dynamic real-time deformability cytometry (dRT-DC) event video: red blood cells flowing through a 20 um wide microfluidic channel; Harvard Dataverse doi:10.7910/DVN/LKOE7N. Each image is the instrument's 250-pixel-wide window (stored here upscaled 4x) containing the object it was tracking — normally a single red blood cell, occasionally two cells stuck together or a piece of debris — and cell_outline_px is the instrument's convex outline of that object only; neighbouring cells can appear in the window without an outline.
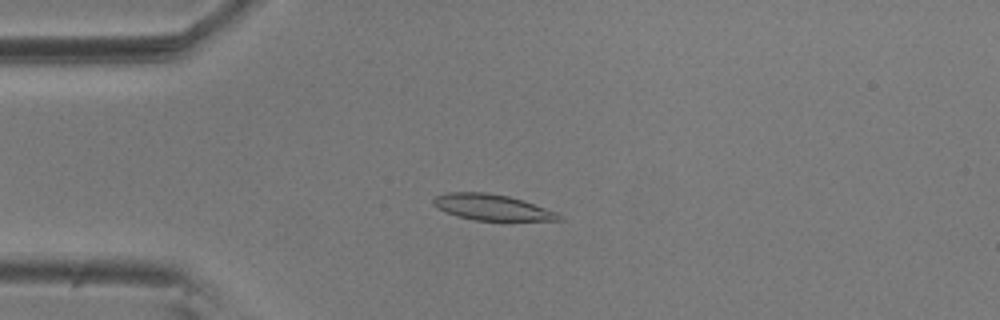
{"species": "common noctule bat (a hibernating species)", "species_latin": "Nyctalus noctula", "temperature_condition": "room temperature", "stored_images_in_passage": 56, "camera_frame_rate_fps": 3000, "um_per_image_px": 0.085, "animal": {"sex": "male", "body_mass_g": 20.5, "forearm_length_mm": 52.5}, "frame": {"image": 1, "passage_image": 14, "time_ms": 4.333, "image_size_px": [1000, 320], "cell_outline_px": [[564, 220], [472, 220], [456, 216], [436, 208], [432, 204], [432, 200], [436, 196], [448, 192], [484, 192], [508, 196], [524, 200], [556, 212], [564, 216]], "centroid_in_image_um": [41.8, 17.62], "position_along_channel_um": 43.2, "area_um2": 19.02}}
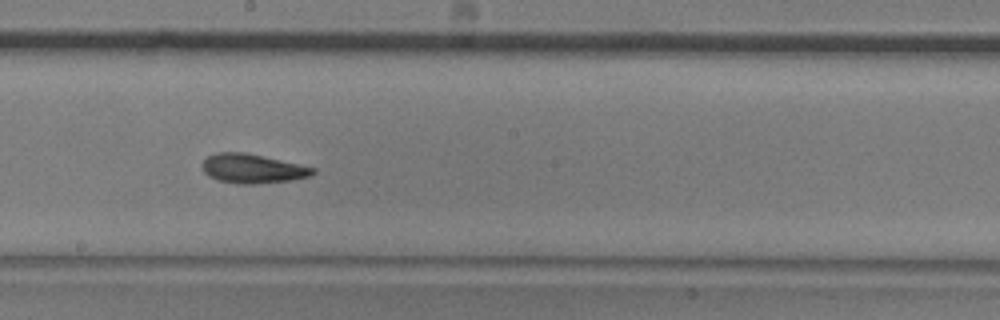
{"frame": {"image": 2, "passage_image": 31, "time_ms": 10.0, "image_size_px": [1000, 320], "cell_outline_px": [[316, 172], [312, 176], [292, 180], [256, 184], [236, 184], [216, 180], [208, 176], [204, 172], [200, 164], [208, 156], [216, 152], [244, 152], [316, 168]], "centroid_in_image_um": [21.44, 14.34], "position_along_channel_um": 226.8, "area_um2": 19.02}}
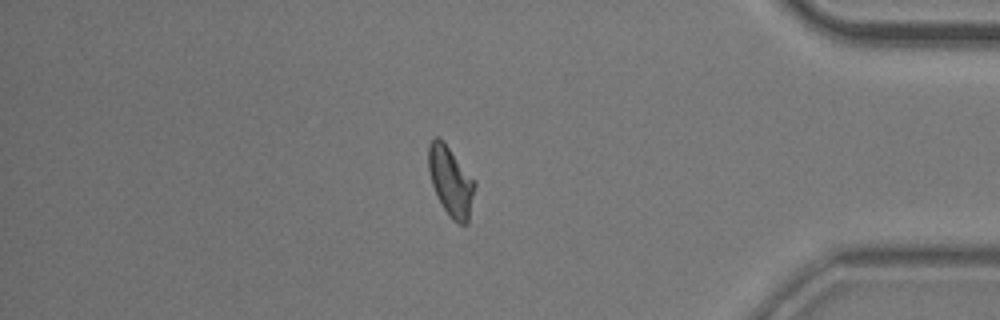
{"frame": {"image": 3, "passage_image": 48, "time_ms": 15.667, "image_size_px": [1000, 320], "cell_outline_px": [[476, 184], [468, 224], [460, 224], [452, 220], [448, 216], [432, 184], [428, 168], [428, 144], [436, 136], [440, 136], [444, 140]], "centroid_in_image_um": [38.3, 15.4], "position_along_channel_um": 396.9, "area_um2": 18.61}, "authors_computed_cell_mechanics": {"area_um2": 18.5827, "velocity_mm_per_s": 3.5811, "shape_relaxation_time_tau1_ms": 4.456, "shape_relaxation_time_tau2_ms": 1.8572, "deformation_change_tau1": 0.1364, "deformation_change_tau2": 0.0752}}